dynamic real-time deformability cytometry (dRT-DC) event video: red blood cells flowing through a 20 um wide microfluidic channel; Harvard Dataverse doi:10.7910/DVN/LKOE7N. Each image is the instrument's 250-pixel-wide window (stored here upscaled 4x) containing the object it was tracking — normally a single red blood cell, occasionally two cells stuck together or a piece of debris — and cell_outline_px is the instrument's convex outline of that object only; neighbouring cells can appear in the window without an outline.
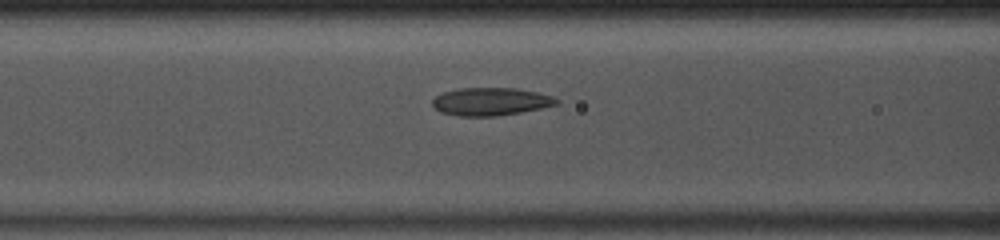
{"species": "common noctule bat (a hibernating species)", "species_latin": "Nyctalus noctula", "temperature_condition": "room temperature", "stored_images_in_passage": 50, "camera_frame_rate_fps": 3000, "um_per_image_px": 0.085, "animal": {"sex": "male", "body_mass_g": 13.0, "forearm_length_mm": 53.1}, "frame": {"image": 1, "passage_image": 21, "time_ms": 6.667, "image_size_px": [1000, 240], "cell_outline_px": [[560, 104], [520, 112], [496, 116], [460, 116], [440, 112], [432, 104], [432, 100], [436, 96], [444, 92], [460, 88], [516, 88], [536, 92], [552, 96], [560, 100]], "centroid_in_image_um": [41.72, 8.63], "position_along_channel_um": 124.9, "area_um2": 20.06}}
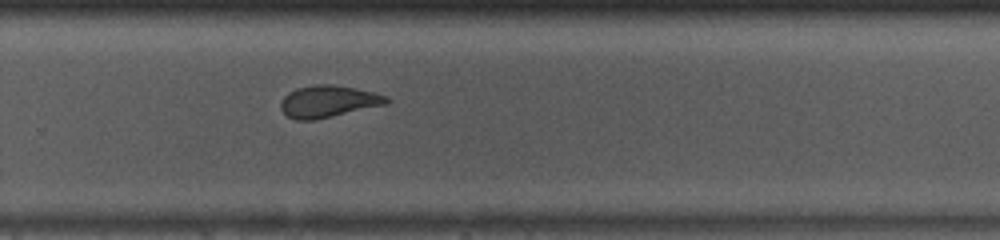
{"frame": {"image": 2, "passage_image": 34, "time_ms": 11.0, "image_size_px": [1000, 240], "cell_outline_px": [[392, 100], [388, 104], [332, 116], [312, 120], [296, 120], [288, 116], [280, 108], [280, 104], [284, 96], [288, 92], [296, 88], [316, 84], [332, 84], [376, 92], [388, 96]], "centroid_in_image_um": [27.94, 8.61], "position_along_channel_um": 301.9, "area_um2": 19.77}}
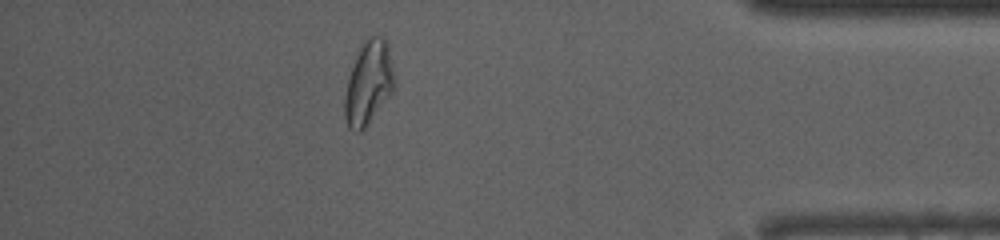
{"frame": {"image": 3, "passage_image": 44, "time_ms": 14.333, "image_size_px": [1000, 240], "cell_outline_px": [[396, 84], [392, 92], [368, 124], [360, 132], [356, 132], [348, 128], [344, 116], [344, 96], [348, 80], [356, 56], [364, 40], [368, 36], [384, 36], [388, 40], [396, 76]], "centroid_in_image_um": [31.36, 7.02], "position_along_channel_um": 403.8, "area_um2": 24.57}, "authors_computed_cell_mechanics": {"area_um2": 21.2993, "velocity_mm_per_s": 4.0858, "shape_relaxation_time_tau1_ms": null, "shape_relaxation_time_tau2_ms": 1.4163, "deformation_change_tau1": null, "deformation_change_tau2": 0.0686}}